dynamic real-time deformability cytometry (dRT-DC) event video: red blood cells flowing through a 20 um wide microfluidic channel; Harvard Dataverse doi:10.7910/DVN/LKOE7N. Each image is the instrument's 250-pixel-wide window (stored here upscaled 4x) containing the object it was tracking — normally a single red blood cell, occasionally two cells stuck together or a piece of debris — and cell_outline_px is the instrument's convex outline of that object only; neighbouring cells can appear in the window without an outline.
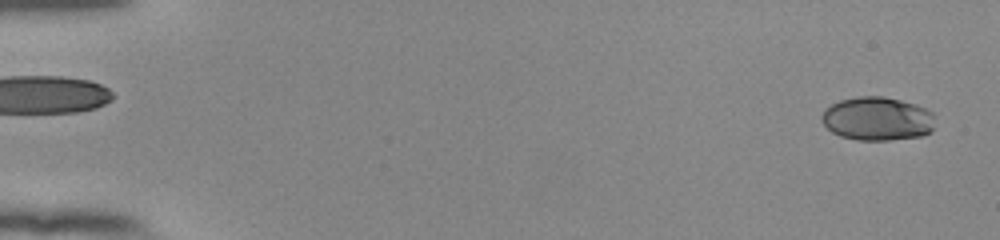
{"species": "human", "species_latin": "Homo sapiens", "temperature_condition": "room temperature", "stored_images_in_passage": 54, "camera_frame_rate_fps": 3000, "um_per_image_px": 0.085, "donor": {"sex": "female"}, "frame": {"image": 1, "passage_image": 2, "time_ms": 0.333, "image_size_px": [1000, 240], "cell_outline_px": [[932, 132], [924, 136], [888, 140], [860, 140], [840, 136], [832, 132], [820, 120], [820, 116], [824, 108], [840, 100], [860, 96], [884, 96], [916, 104], [932, 112]], "centroid_in_image_um": [74.54, 10.09], "position_along_channel_um": 10.5, "area_um2": 28.9}}
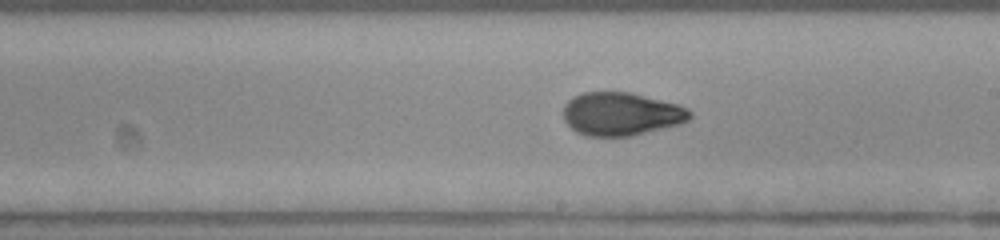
{"frame": {"image": 2, "passage_image": 32, "time_ms": 10.333, "image_size_px": [1000, 240], "cell_outline_px": [[692, 116], [688, 120], [680, 124], [632, 136], [584, 136], [576, 132], [564, 120], [564, 104], [572, 96], [584, 92], [628, 92], [680, 104], [688, 108], [692, 112]], "centroid_in_image_um": [52.81, 9.69], "position_along_channel_um": 236.2, "area_um2": 32.08}}
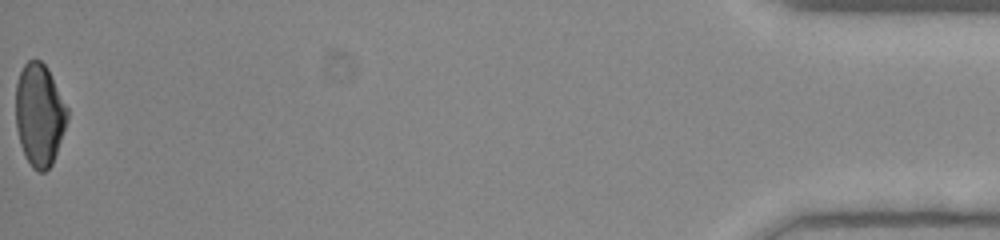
{"frame": {"image": 3, "passage_image": 54, "time_ms": 17.667, "image_size_px": [1000, 240], "cell_outline_px": [[68, 120], [52, 164], [44, 172], [36, 172], [32, 168], [24, 156], [20, 144], [16, 128], [16, 84], [20, 72], [24, 64], [28, 60], [40, 60], [48, 68], [68, 108]], "centroid_in_image_um": [3.35, 9.77], "position_along_channel_um": 431.9, "area_um2": 30.98}, "authors_computed_cell_mechanics": {"area_um2": 31.5299, "velocity_mm_per_s": 3.9263, "shape_relaxation_time_tau1_ms": 7.2734, "shape_relaxation_time_tau2_ms": 1.1773, "deformation_change_tau1": 0.2263, "deformation_change_tau2": 0.048}}